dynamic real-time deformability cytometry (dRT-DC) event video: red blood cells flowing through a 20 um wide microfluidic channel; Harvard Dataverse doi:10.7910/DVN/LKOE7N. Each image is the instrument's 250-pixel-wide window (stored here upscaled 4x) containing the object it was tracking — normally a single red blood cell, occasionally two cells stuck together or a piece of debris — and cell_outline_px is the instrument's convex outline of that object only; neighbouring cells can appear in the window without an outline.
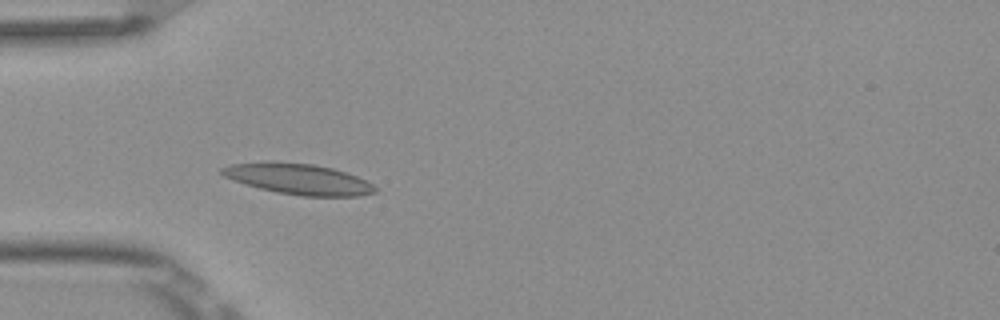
{"species": "Egyptian fruit bat (a non-hibernating species)", "species_latin": "Rousettus aegyptiacus", "temperature_condition": "room temperature", "stored_images_in_passage": 5, "camera_frame_rate_fps": 3000, "um_per_image_px": 0.085, "frame": {"image": 1, "passage_image": 4, "time_ms": 1.0, "image_size_px": [1000, 320], "cell_outline_px": [[376, 192], [360, 196], [300, 196], [276, 192], [260, 188], [224, 176], [220, 172], [220, 168], [232, 164], [268, 160], [272, 160], [312, 164], [332, 168], [356, 176], [372, 184], [376, 188]], "centroid_in_image_um": [25.35, 15.2], "position_along_channel_um": 59.7, "area_um2": 27.4}}
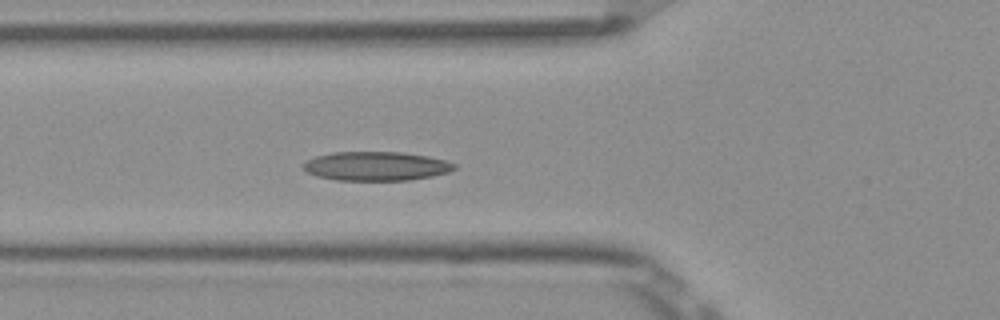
{"frame": {"image": 2, "passage_image": 5, "time_ms": 1.333, "image_size_px": [1000, 320], "cell_outline_px": [[456, 168], [448, 172], [432, 176], [408, 180], [336, 180], [316, 176], [308, 172], [304, 168], [304, 164], [308, 160], [316, 156], [332, 152], [404, 152], [428, 156], [444, 160], [456, 164]], "centroid_in_image_um": [31.99, 14.12], "position_along_channel_um": 93.8, "area_um2": 25.43}}